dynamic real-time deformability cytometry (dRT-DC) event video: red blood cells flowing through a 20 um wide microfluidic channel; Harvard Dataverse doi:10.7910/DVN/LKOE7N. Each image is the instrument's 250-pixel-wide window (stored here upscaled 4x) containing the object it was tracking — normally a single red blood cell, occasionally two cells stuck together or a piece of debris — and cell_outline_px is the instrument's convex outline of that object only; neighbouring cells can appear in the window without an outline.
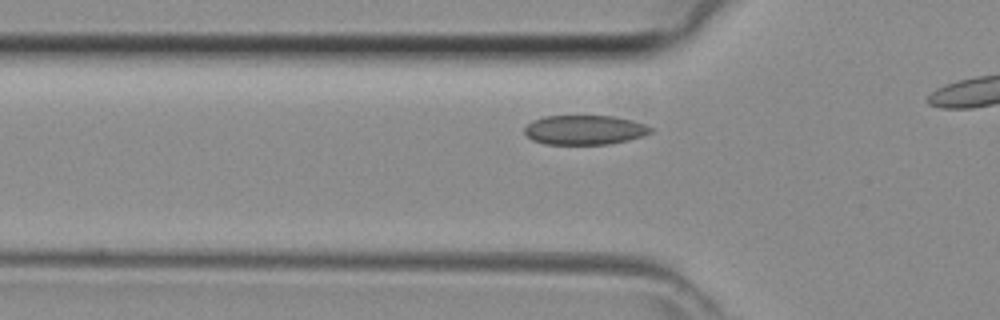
{"species": "common noctule bat (a hibernating species)", "species_latin": "Nyctalus noctula", "temperature_condition": "room temperature", "stored_images_in_passage": 12, "camera_frame_rate_fps": 3000, "um_per_image_px": 0.085, "animal": {"sex": "female", "body_mass_g": 29.2, "forearm_length_mm": 56.3}, "frame": {"image": 1, "passage_image": 7, "time_ms": 2.0, "image_size_px": [1000, 320], "cell_outline_px": [[656, 128], [652, 132], [644, 136], [628, 140], [608, 144], [544, 144], [532, 140], [524, 132], [524, 128], [532, 120], [544, 116], [612, 116], [632, 120]], "centroid_in_image_um": [49.71, 11.04], "position_along_channel_um": 76.1, "area_um2": 21.79}}
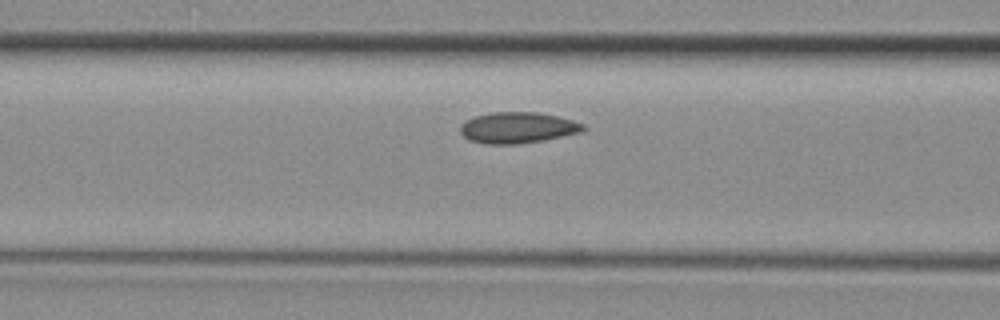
{"frame": {"image": 2, "passage_image": 10, "time_ms": 3.0, "image_size_px": [1000, 320], "cell_outline_px": [[588, 128], [580, 132], [544, 140], [516, 144], [488, 144], [468, 140], [460, 132], [460, 124], [464, 120], [472, 116], [492, 112], [536, 112], [556, 116], [572, 120], [584, 124]], "centroid_in_image_um": [43.96, 10.85], "position_along_channel_um": 122.6, "area_um2": 22.37}}